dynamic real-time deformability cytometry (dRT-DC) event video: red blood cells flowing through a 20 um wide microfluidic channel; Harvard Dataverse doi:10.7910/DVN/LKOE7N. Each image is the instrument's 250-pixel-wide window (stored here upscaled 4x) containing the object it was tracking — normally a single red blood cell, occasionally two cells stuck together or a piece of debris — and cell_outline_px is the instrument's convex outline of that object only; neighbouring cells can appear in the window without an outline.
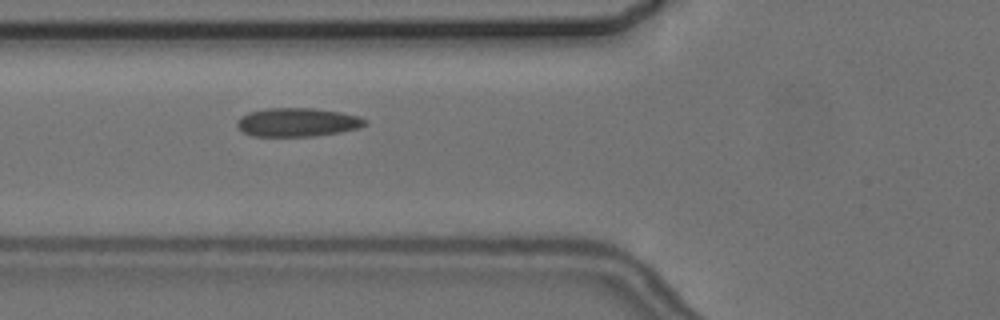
{"species": "common noctule bat (a hibernating species)", "species_latin": "Nyctalus noctula", "temperature_condition": "cold", "stored_images_in_passage": 6, "camera_frame_rate_fps": 3000, "um_per_image_px": 0.085, "animal": {"sex": "female", "body_mass_g": 24.6, "forearm_length_mm": 56.2}, "frame": {"image": 1, "passage_image": 4, "time_ms": 3.333, "image_size_px": [1000, 320], "cell_outline_px": [[368, 124], [360, 128], [340, 132], [316, 136], [252, 136], [244, 132], [236, 124], [236, 120], [240, 116], [248, 112], [268, 108], [312, 108], [340, 112], [360, 116], [368, 120]], "centroid_in_image_um": [25.31, 10.39], "position_along_channel_um": 100.5, "area_um2": 21.56}}
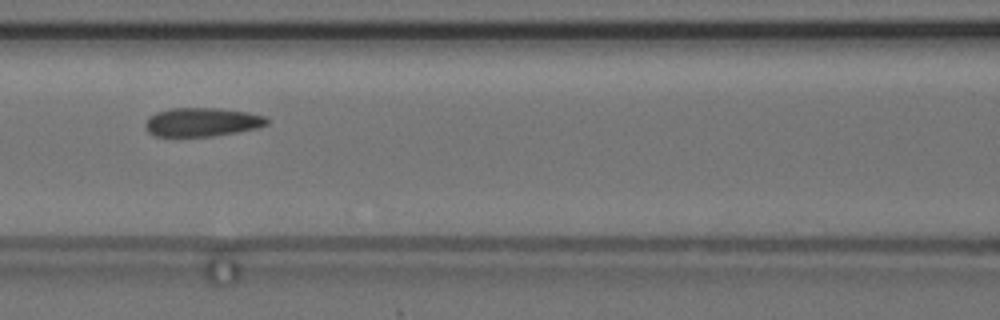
{"frame": {"image": 2, "passage_image": 5, "time_ms": 4.667, "image_size_px": [1000, 320], "cell_outline_px": [[268, 124], [260, 128], [212, 136], [156, 136], [148, 132], [144, 128], [144, 124], [148, 116], [156, 112], [172, 108], [220, 108], [248, 112], [264, 116], [268, 120]], "centroid_in_image_um": [17.16, 10.37], "position_along_channel_um": 149.4, "area_um2": 20.52}}